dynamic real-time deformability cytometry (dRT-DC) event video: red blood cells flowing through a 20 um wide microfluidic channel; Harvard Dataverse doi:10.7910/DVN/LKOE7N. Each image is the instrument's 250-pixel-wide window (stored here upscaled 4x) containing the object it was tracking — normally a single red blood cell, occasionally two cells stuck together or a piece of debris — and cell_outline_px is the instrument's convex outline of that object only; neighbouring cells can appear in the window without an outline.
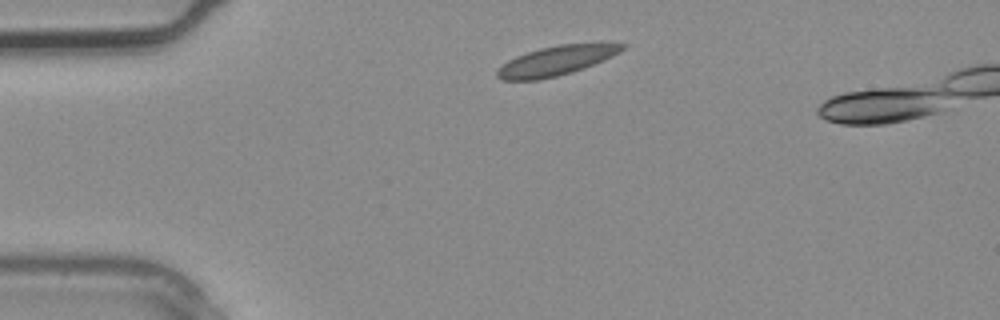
{"species": "common noctule bat (a hibernating species)", "species_latin": "Nyctalus noctula", "temperature_condition": "warm", "stored_images_in_passage": 2, "camera_frame_rate_fps": 3000, "um_per_image_px": 0.085, "animal": {"sex": "male", "body_mass_g": 20.4}, "frame": {"image": 1, "passage_image": 1, "time_ms": 0.0, "image_size_px": [1000, 320], "cell_outline_px": [[628, 44], [620, 52], [604, 60], [572, 72], [540, 80], [500, 80], [496, 76], [496, 72], [508, 60], [516, 56], [540, 48], [560, 44], [600, 40], [612, 40]], "centroid_in_image_um": [47.43, 5.09], "position_along_channel_um": 37.6, "area_um2": 22.25}}